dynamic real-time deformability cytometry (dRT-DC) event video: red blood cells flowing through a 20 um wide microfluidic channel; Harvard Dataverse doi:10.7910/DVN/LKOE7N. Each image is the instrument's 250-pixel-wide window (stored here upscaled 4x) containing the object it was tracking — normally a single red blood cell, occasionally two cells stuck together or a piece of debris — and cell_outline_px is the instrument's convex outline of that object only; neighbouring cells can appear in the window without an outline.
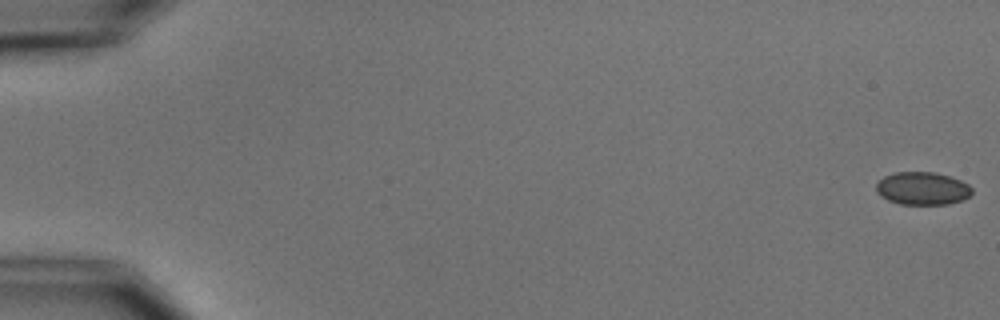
{"species": "common noctule bat (a hibernating species)", "species_latin": "Nyctalus noctula", "temperature_condition": "cold", "stored_images_in_passage": 5, "camera_frame_rate_fps": 3000, "um_per_image_px": 0.085, "animal": {"sex": "male", "body_mass_g": 15.6}, "frame": {"image": 1, "passage_image": 1, "time_ms": 0.0, "image_size_px": [1000, 320], "cell_outline_px": [[972, 192], [964, 200], [948, 204], [900, 204], [888, 200], [880, 196], [876, 192], [876, 184], [884, 176], [896, 172], [936, 172], [960, 180], [968, 184], [972, 188]], "centroid_in_image_um": [78.4, 16.02], "position_along_channel_um": 6.6, "area_um2": 18.38}}
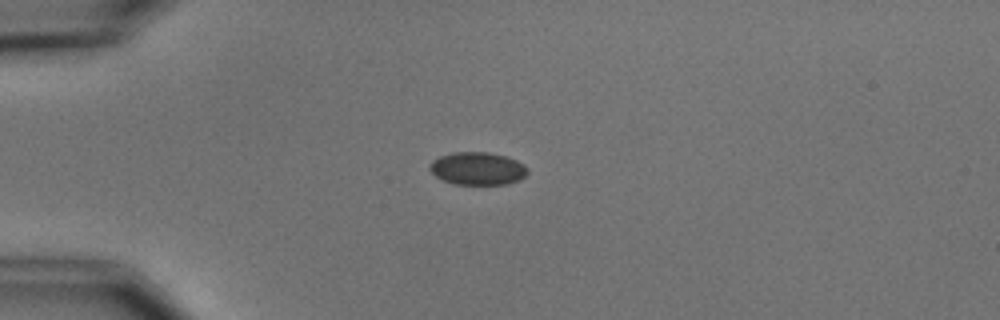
{"frame": {"image": 2, "passage_image": 5, "time_ms": 4.667, "image_size_px": [1000, 320], "cell_outline_px": [[528, 172], [520, 180], [508, 184], [456, 184], [444, 180], [436, 176], [428, 168], [428, 164], [432, 160], [440, 156], [452, 152], [488, 152], [508, 156], [524, 164], [528, 168]], "centroid_in_image_um": [40.61, 14.31], "position_along_channel_um": 44.4, "area_um2": 18.84}}